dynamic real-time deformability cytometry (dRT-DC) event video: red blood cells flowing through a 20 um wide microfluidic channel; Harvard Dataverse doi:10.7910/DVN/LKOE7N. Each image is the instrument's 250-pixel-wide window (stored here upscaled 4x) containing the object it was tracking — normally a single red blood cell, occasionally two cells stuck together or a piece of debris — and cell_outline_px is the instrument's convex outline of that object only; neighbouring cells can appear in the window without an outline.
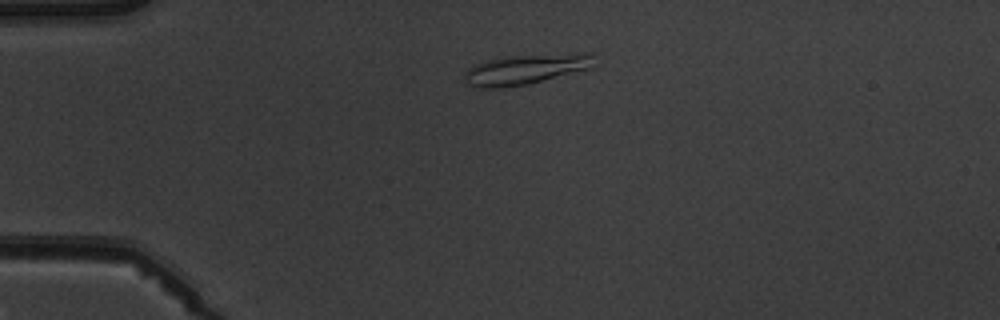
{"species": "common noctule bat (a hibernating species)", "species_latin": "Nyctalus noctula", "temperature_condition": "warm", "stored_images_in_passage": 3, "camera_frame_rate_fps": 3000, "um_per_image_px": 0.085, "animal": {"sex": "male", "body_mass_g": 19.5, "forearm_length_mm": 54.6}, "frame": {"image": 1, "passage_image": 1, "time_ms": 0.0, "image_size_px": [1000, 320], "cell_outline_px": [[596, 68], [528, 84], [504, 88], [480, 88], [464, 84], [464, 72], [472, 64], [504, 56], [580, 52], [588, 52], [592, 56]], "centroid_in_image_um": [44.7, 5.89], "position_along_channel_um": 40.3, "area_um2": 23.64}}